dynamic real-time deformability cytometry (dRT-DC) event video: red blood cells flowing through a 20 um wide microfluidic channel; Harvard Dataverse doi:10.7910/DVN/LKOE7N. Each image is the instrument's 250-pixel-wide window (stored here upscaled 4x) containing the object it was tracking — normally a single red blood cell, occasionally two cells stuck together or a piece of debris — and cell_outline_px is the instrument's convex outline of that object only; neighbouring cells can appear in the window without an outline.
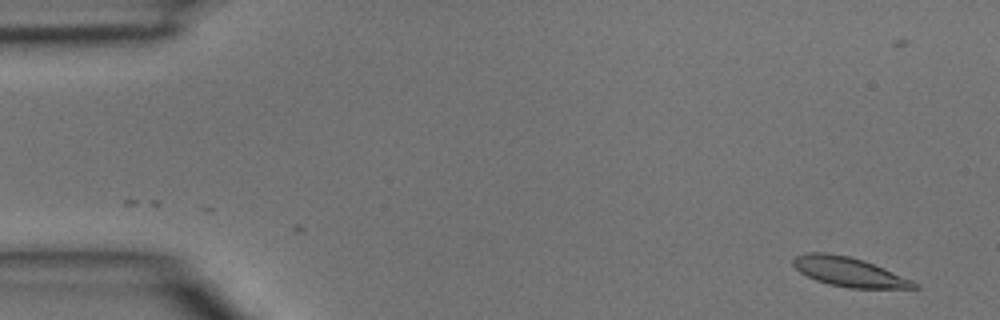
{"species": "common noctule bat (a hibernating species)", "species_latin": "Nyctalus noctula", "temperature_condition": "room temperature", "stored_images_in_passage": 4, "camera_frame_rate_fps": 3000, "um_per_image_px": 0.085, "animal": {"sex": "male", "body_mass_g": 15.6}, "frame": {"image": 1, "passage_image": 4, "time_ms": 1.0, "image_size_px": [1000, 320], "cell_outline_px": [[920, 288], [848, 288], [828, 284], [816, 280], [800, 272], [792, 264], [792, 260], [796, 256], [804, 252], [828, 252], [848, 256], [864, 260], [884, 268], [912, 280], [920, 284]], "centroid_in_image_um": [72.16, 23.1], "position_along_channel_um": 12.8, "area_um2": 20.75}}